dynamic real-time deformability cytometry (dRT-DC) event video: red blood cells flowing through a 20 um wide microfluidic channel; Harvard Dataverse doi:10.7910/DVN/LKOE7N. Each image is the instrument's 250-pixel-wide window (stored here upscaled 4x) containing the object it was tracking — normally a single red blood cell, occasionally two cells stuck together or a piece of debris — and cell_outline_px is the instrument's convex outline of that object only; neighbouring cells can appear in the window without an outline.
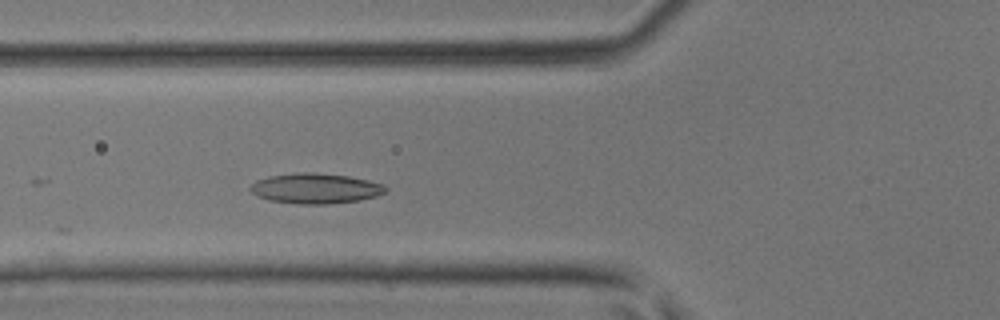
{"species": "common noctule bat (a hibernating species)", "species_latin": "Nyctalus noctula", "temperature_condition": "room temperature", "stored_images_in_passage": 19, "camera_frame_rate_fps": 3000, "um_per_image_px": 0.085, "animal": {"sex": "male", "body_mass_g": 17.9, "forearm_length_mm": 54.2}, "frame": {"image": 1, "passage_image": 10, "time_ms": 3.0, "image_size_px": [1000, 320], "cell_outline_px": [[388, 188], [384, 192], [376, 196], [360, 200], [328, 204], [300, 204], [268, 200], [252, 192], [248, 188], [256, 180], [268, 176], [296, 172], [312, 172], [348, 176], [368, 180], [384, 184]], "centroid_in_image_um": [26.81, 16.01], "position_along_channel_um": 99.0, "area_um2": 23.87}}